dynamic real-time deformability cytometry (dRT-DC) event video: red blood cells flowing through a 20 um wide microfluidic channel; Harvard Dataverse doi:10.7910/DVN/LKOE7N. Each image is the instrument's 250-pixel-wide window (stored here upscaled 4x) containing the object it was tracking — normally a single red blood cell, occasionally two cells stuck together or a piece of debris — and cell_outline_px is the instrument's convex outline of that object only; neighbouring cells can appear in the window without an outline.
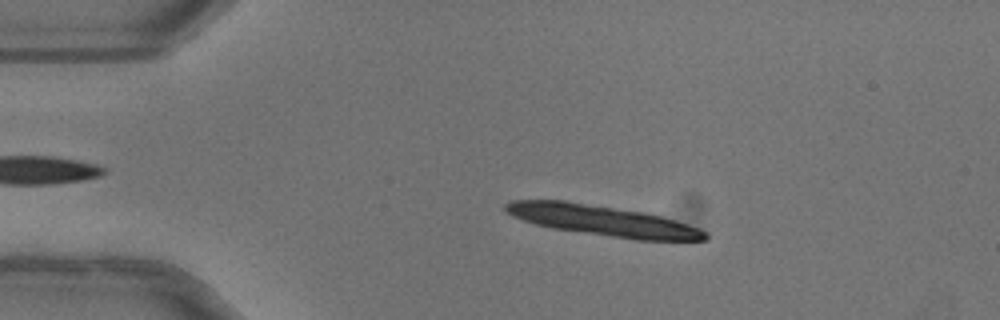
{"species": "common noctule bat (a hibernating species)", "species_latin": "Nyctalus noctula", "temperature_condition": "warm", "stored_images_in_passage": 34, "camera_frame_rate_fps": 3000, "um_per_image_px": 0.085, "animal": {"sex": "female"}, "frame": {"image": 1, "passage_image": 1, "time_ms": 0.0, "image_size_px": [1000, 320], "cell_outline_px": [[708, 240], [636, 240], [552, 228], [536, 224], [512, 216], [504, 212], [504, 204], [512, 200], [564, 200], [644, 212], [660, 216], [688, 224], [700, 228], [708, 232]], "centroid_in_image_um": [51.22, 18.75], "position_along_channel_um": 33.8, "area_um2": 35.49}, "authors_computed_cell_mechanics": {"area_um2": 22.1085, "velocity_mm_per_s": 4.0284, "shape_relaxation_time_tau1_ms": 2.4242, "shape_relaxation_time_tau2_ms": null, "deformation_change_tau1": 0.1399, "deformation_change_tau2": null}}